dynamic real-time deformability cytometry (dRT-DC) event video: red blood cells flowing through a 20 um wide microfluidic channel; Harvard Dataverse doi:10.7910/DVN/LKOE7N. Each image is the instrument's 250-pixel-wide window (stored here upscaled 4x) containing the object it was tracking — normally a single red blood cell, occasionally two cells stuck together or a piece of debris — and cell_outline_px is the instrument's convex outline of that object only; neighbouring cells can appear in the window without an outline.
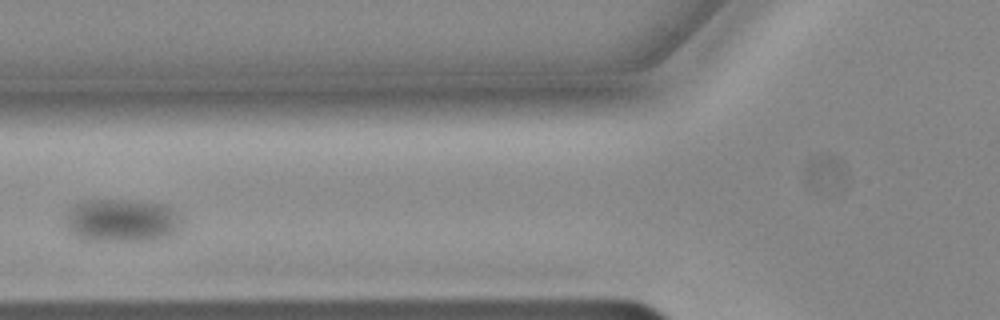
{"species": "common noctule bat (a hibernating species)", "species_latin": "Nyctalus noctula", "temperature_condition": "cold", "stored_images_in_passage": 12, "camera_frame_rate_fps": 3000, "um_per_image_px": 0.085, "animal": {"sex": "male", "body_mass_g": 19.2, "forearm_length_mm": 51.8}, "frame": {"image": 1, "passage_image": 2, "time_ms": 0.333, "image_size_px": [1000, 320], "cell_outline_px": [[184, 220], [180, 228], [172, 232], [160, 236], [124, 240], [120, 240], [84, 236], [68, 228], [64, 224], [64, 220], [68, 212], [76, 204], [88, 200], [132, 200], [164, 204], [176, 208]], "centroid_in_image_um": [10.44, 18.64], "position_along_channel_um": 115.4, "area_um2": 27.86}}
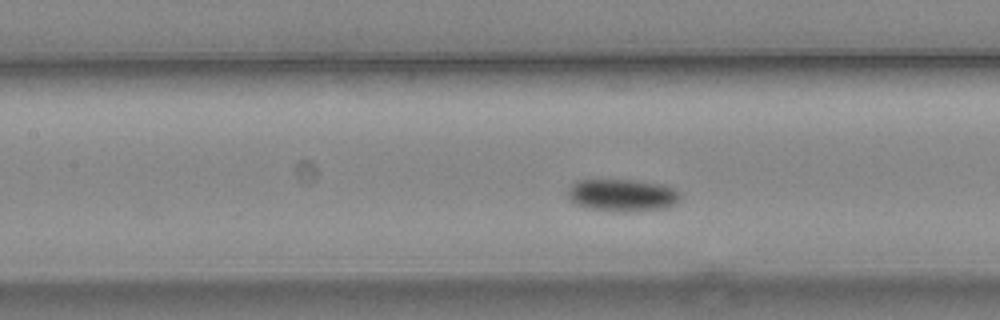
{"frame": {"image": 2, "passage_image": 5, "time_ms": 1.333, "image_size_px": [1000, 320], "cell_outline_px": [[680, 200], [672, 204], [660, 208], [592, 208], [576, 204], [568, 196], [568, 192], [572, 184], [576, 180], [632, 180], [664, 184], [680, 192]], "centroid_in_image_um": [52.89, 16.51], "position_along_channel_um": 154.5, "area_um2": 19.77}}